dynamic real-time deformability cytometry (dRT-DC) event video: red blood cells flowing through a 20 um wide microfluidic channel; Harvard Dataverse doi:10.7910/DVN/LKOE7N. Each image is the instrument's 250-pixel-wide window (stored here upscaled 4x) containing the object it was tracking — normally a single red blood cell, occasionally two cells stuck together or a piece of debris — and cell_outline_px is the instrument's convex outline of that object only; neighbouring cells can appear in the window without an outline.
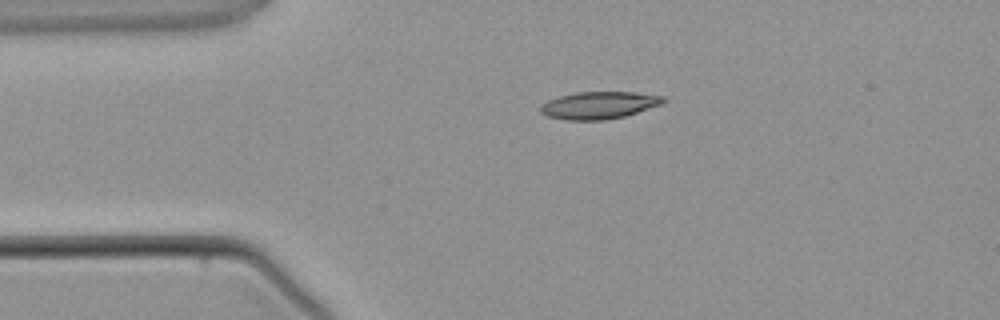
{"species": "common noctule bat (a hibernating species)", "species_latin": "Nyctalus noctula", "temperature_condition": "warm", "stored_images_in_passage": 4, "camera_frame_rate_fps": 3000, "um_per_image_px": 0.085, "animal": {"sex": "male", "body_mass_g": 21.5, "forearm_length_mm": 52.0}, "frame": {"image": 1, "passage_image": 4, "time_ms": 3.667, "image_size_px": [1000, 320], "cell_outline_px": [[668, 100], [660, 104], [624, 116], [604, 120], [564, 120], [548, 116], [540, 112], [540, 104], [548, 100], [560, 96], [576, 92], [636, 92], [664, 96]], "centroid_in_image_um": [50.89, 8.94], "position_along_channel_um": 34.1, "area_um2": 19.48}}